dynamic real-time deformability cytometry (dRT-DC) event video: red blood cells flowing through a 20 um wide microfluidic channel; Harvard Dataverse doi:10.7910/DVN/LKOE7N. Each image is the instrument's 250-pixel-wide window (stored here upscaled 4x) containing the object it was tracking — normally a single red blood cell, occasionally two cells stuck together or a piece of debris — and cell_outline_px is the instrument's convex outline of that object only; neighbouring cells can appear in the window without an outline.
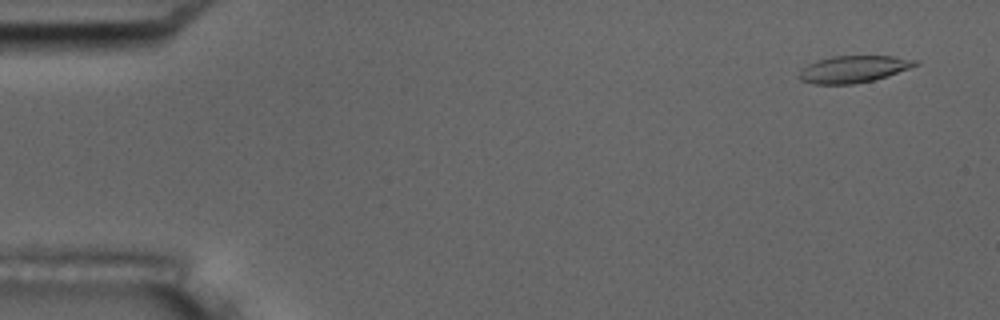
{"species": "common noctule bat (a hibernating species)", "species_latin": "Nyctalus noctula", "temperature_condition": "room temperature", "stored_images_in_passage": 5, "camera_frame_rate_fps": 3000, "um_per_image_px": 0.085, "animal": {"sex": "male", "body_mass_g": 17.5, "forearm_length_mm": 52.3}, "frame": {"image": 1, "passage_image": 1, "time_ms": 0.0, "image_size_px": [1000, 320], "cell_outline_px": [[920, 64], [888, 76], [856, 84], [812, 84], [800, 80], [796, 76], [808, 64], [816, 60], [832, 56], [892, 56], [920, 60]], "centroid_in_image_um": [72.55, 5.88], "position_along_channel_um": 12.4, "area_um2": 18.38}}